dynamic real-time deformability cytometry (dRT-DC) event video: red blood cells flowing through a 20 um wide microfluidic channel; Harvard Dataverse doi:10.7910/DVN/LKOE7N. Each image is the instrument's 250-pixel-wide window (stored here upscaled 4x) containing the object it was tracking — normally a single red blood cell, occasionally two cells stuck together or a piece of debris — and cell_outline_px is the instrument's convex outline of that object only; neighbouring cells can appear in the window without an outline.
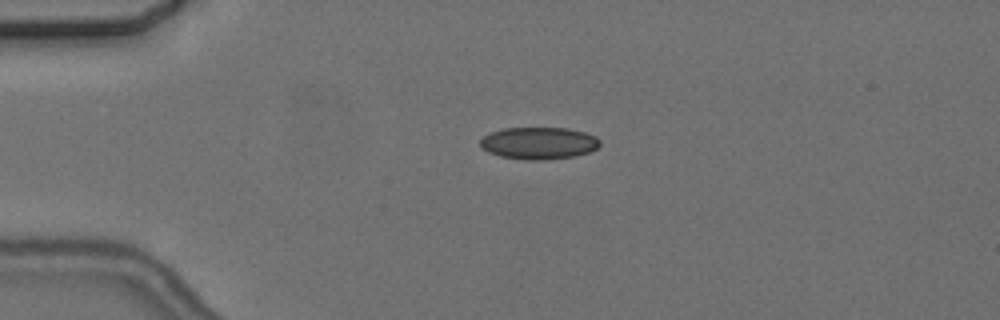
{"species": "common noctule bat (a hibernating species)", "species_latin": "Nyctalus noctula", "temperature_condition": "cold", "stored_images_in_passage": 4, "camera_frame_rate_fps": 3000, "um_per_image_px": 0.085, "animal": {"sex": "female", "body_mass_g": 24.6, "forearm_length_mm": 56.2}, "frame": {"image": 1, "passage_image": 3, "time_ms": 2.333, "image_size_px": [1000, 320], "cell_outline_px": [[600, 144], [596, 148], [588, 152], [576, 156], [548, 160], [524, 160], [500, 156], [488, 152], [480, 144], [480, 140], [488, 132], [504, 128], [568, 128], [584, 132], [596, 136], [600, 140]], "centroid_in_image_um": [45.8, 12.17], "position_along_channel_um": 39.2, "area_um2": 22.54}}